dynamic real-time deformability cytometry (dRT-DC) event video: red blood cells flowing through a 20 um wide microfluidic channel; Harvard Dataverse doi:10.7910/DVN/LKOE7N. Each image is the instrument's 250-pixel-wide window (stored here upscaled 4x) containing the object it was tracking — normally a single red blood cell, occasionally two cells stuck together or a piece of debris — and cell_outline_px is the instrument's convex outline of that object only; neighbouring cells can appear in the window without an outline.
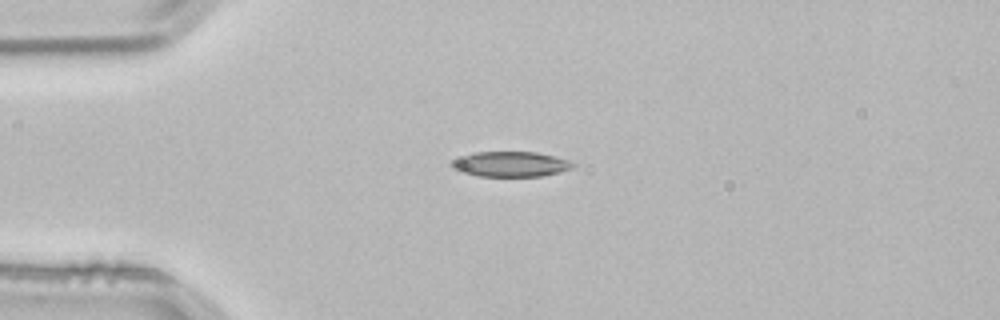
{"species": "common noctule bat (a hibernating species)", "species_latin": "Nyctalus noctula", "temperature_condition": "room temperature", "stored_images_in_passage": 1, "camera_frame_rate_fps": 3000, "um_per_image_px": 0.085, "animal": {"sex": "male", "body_mass_g": 21.5, "forearm_length_mm": 52.0}, "frame": {"image": 1, "passage_image": 1, "time_ms": 0.0, "image_size_px": [1000, 320], "cell_outline_px": [[576, 164], [572, 168], [560, 172], [540, 176], [476, 176], [460, 172], [452, 168], [448, 164], [452, 160], [472, 152], [536, 152], [568, 160]], "centroid_in_image_um": [43.34, 13.95], "position_along_channel_um": 41.7, "area_um2": 17.86}}